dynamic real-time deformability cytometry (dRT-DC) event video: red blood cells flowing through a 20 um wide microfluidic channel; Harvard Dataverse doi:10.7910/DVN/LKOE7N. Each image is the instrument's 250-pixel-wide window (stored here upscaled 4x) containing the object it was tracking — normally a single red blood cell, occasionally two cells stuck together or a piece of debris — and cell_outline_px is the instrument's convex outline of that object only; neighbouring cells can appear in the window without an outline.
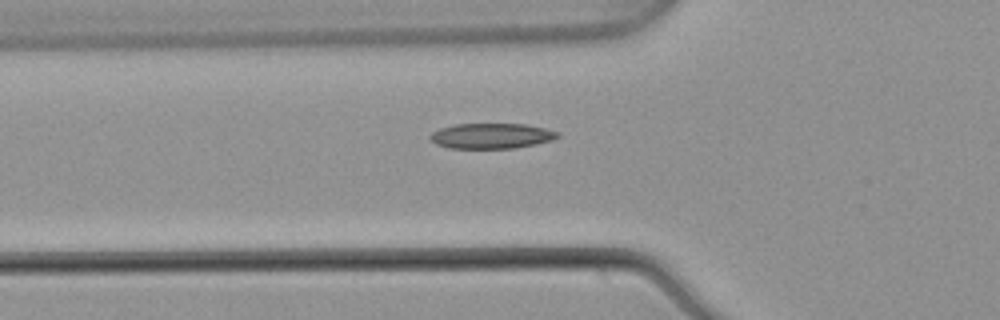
{"species": "common noctule bat (a hibernating species)", "species_latin": "Nyctalus noctula", "temperature_condition": "warm", "stored_images_in_passage": 33, "camera_frame_rate_fps": 3000, "um_per_image_px": 0.085, "animal": {"sex": "male", "body_mass_g": 21.5, "forearm_length_mm": 52.0}, "frame": {"image": 1, "passage_image": 2, "time_ms": 0.333, "image_size_px": [1000, 320], "cell_outline_px": [[560, 136], [552, 140], [536, 144], [512, 148], [448, 148], [436, 144], [428, 136], [432, 132], [440, 128], [456, 124], [524, 124], [544, 128], [560, 132]], "centroid_in_image_um": [41.77, 11.55], "position_along_channel_um": 84.0, "area_um2": 18.79}}
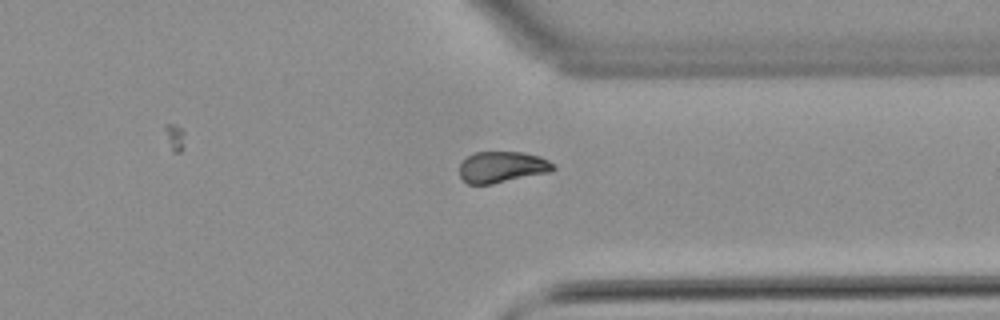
{"frame": {"image": 2, "passage_image": 24, "time_ms": 7.667, "image_size_px": [1000, 320], "cell_outline_px": [[556, 168], [552, 172], [492, 184], [468, 184], [460, 176], [460, 164], [468, 156], [476, 152], [524, 152], [540, 156], [556, 164]], "centroid_in_image_um": [42.74, 14.2], "position_along_channel_um": 368.7, "area_um2": 17.22}}
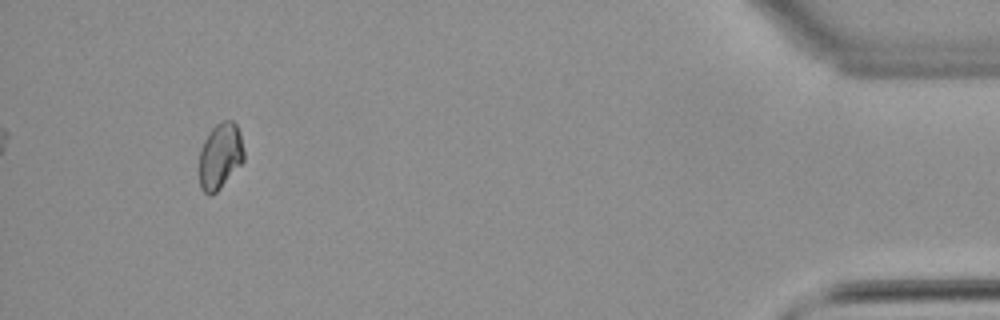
{"frame": {"image": 3, "passage_image": 33, "time_ms": 10.667, "image_size_px": [1000, 320], "cell_outline_px": [[244, 160], [220, 188], [212, 196], [208, 196], [200, 188], [200, 152], [204, 140], [208, 132], [220, 120], [232, 120], [236, 124], [240, 132], [244, 152]], "centroid_in_image_um": [18.71, 13.25], "position_along_channel_um": 416.5, "area_um2": 17.22}}